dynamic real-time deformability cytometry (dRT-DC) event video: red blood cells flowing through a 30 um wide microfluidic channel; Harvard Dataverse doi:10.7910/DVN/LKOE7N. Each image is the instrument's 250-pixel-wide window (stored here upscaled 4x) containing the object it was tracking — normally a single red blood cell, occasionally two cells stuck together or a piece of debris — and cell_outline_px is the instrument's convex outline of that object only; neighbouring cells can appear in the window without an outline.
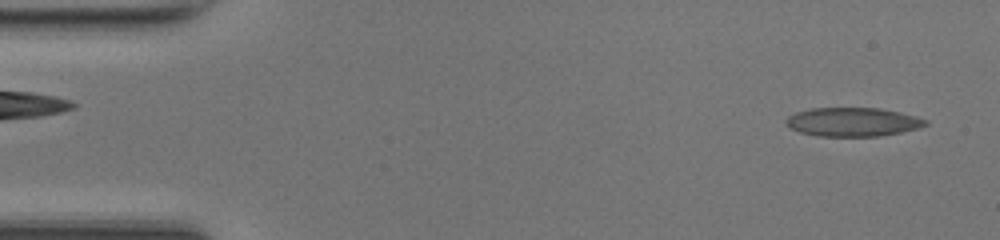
{"species": "common noctule bat (a hibernating species)", "species_latin": "Nyctalus noctula", "temperature_condition": "room temperature", "stored_images_in_passage": 38, "camera_frame_rate_fps": 3000, "um_per_image_px": 0.085, "animal": {"sex": "female", "body_mass_g": 17.0, "forearm_length_mm": 48.0}, "frame": {"image": 1, "passage_image": 2, "time_ms": 0.333, "image_size_px": [1000, 240], "cell_outline_px": [[928, 124], [920, 128], [880, 136], [820, 136], [800, 132], [784, 124], [784, 120], [788, 116], [796, 112], [812, 108], [876, 108], [900, 112], [916, 116], [928, 120]], "centroid_in_image_um": [72.49, 10.36], "position_along_channel_um": 12.5, "area_um2": 23.41}}
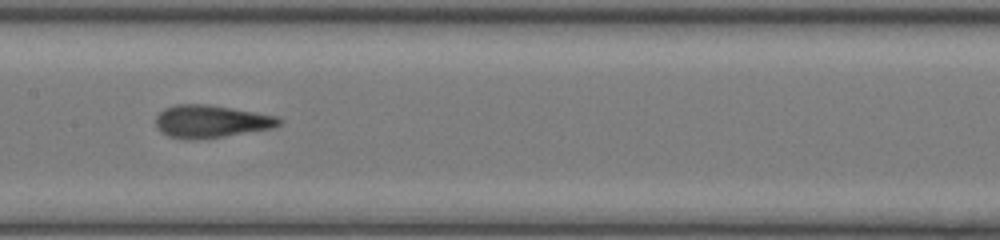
{"frame": {"image": 2, "passage_image": 23, "time_ms": 7.333, "image_size_px": [1000, 240], "cell_outline_px": [[284, 120], [280, 124], [272, 128], [224, 136], [192, 140], [188, 140], [168, 136], [160, 132], [156, 124], [156, 116], [164, 108], [176, 104], [208, 104], [232, 108], [276, 116]], "centroid_in_image_um": [17.91, 10.32], "position_along_channel_um": 189.5, "area_um2": 23.41}}
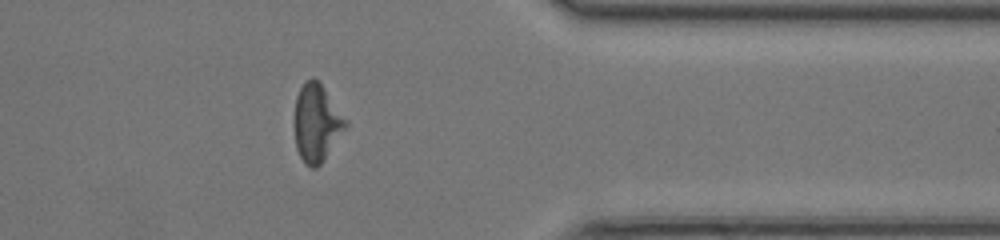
{"frame": {"image": 3, "passage_image": 38, "time_ms": 12.333, "image_size_px": [1000, 240], "cell_outline_px": [[348, 124], [320, 164], [316, 168], [312, 168], [304, 164], [296, 148], [296, 96], [300, 88], [312, 76], [320, 80]], "centroid_in_image_um": [26.91, 10.43], "position_along_channel_um": 384.5, "area_um2": 22.48}, "authors_computed_cell_mechanics": {"area_um2": 23.3223, "velocity_mm_per_s": 4.2358, "shape_relaxation_time_tau1_ms": null, "shape_relaxation_time_tau2_ms": 1.2941, "deformation_change_tau1": null, "deformation_change_tau2": 0.0967}}